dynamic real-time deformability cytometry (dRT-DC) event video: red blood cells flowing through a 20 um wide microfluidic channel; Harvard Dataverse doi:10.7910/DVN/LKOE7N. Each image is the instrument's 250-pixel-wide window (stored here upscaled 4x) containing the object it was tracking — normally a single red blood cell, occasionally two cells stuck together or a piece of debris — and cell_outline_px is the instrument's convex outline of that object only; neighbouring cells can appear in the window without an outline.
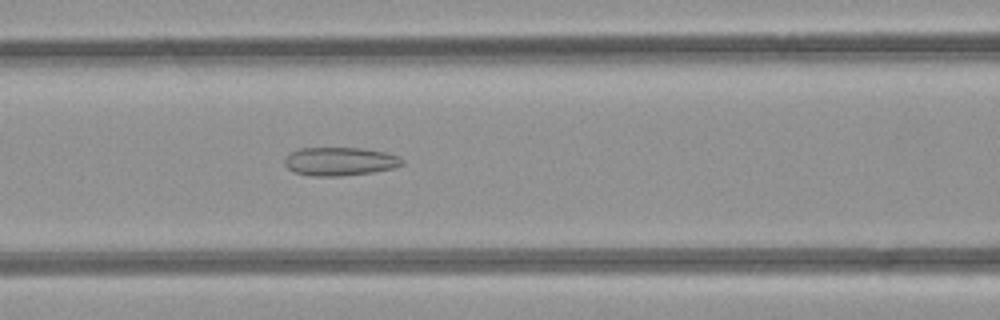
{"species": "common noctule bat (a hibernating species)", "species_latin": "Nyctalus noctula", "temperature_condition": "room temperature", "stored_images_in_passage": 48, "camera_frame_rate_fps": 3000, "um_per_image_px": 0.085, "animal": {"sex": "female", "body_mass_g": 21.9}, "frame": {"image": 1, "passage_image": 20, "time_ms": 6.333, "image_size_px": [1000, 320], "cell_outline_px": [[404, 164], [392, 168], [372, 172], [340, 176], [312, 176], [296, 172], [288, 168], [284, 164], [284, 156], [300, 148], [360, 148], [388, 152], [400, 156], [404, 160]], "centroid_in_image_um": [28.91, 13.71], "position_along_channel_um": 137.7, "area_um2": 19.54}}
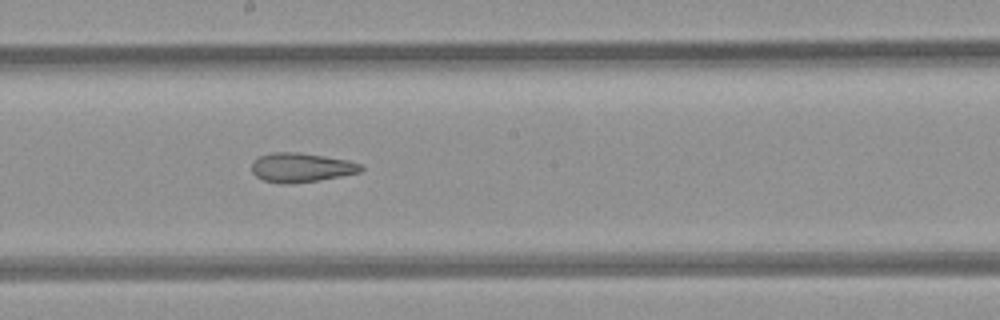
{"frame": {"image": 2, "passage_image": 26, "time_ms": 8.333, "image_size_px": [1000, 320], "cell_outline_px": [[364, 168], [360, 172], [320, 180], [292, 184], [280, 184], [264, 180], [256, 176], [252, 172], [252, 160], [260, 156], [272, 152], [296, 152], [324, 156], [348, 160], [360, 164]], "centroid_in_image_um": [25.58, 14.24], "position_along_channel_um": 222.6, "area_um2": 18.67}}
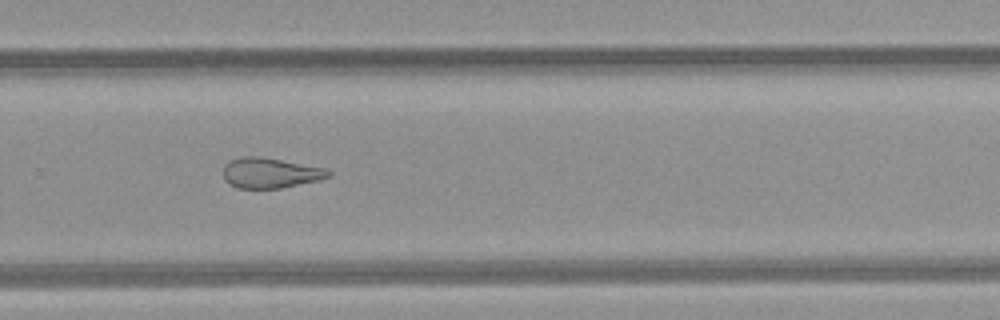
{"frame": {"image": 3, "passage_image": 32, "time_ms": 10.333, "image_size_px": [1000, 320], "cell_outline_px": [[332, 176], [320, 180], [280, 188], [236, 188], [228, 184], [224, 180], [224, 164], [240, 156], [256, 156], [280, 160], [324, 168], [332, 172]], "centroid_in_image_um": [22.95, 14.71], "position_along_channel_um": 306.8, "area_um2": 18.5}, "authors_computed_cell_mechanics": {"area_um2": 22.831, "velocity_mm_per_s": 4.2368, "shape_relaxation_time_tau1_ms": null, "shape_relaxation_time_tau2_ms": 3.4649, "deformation_change_tau1": null, "deformation_change_tau2": 0.125}}